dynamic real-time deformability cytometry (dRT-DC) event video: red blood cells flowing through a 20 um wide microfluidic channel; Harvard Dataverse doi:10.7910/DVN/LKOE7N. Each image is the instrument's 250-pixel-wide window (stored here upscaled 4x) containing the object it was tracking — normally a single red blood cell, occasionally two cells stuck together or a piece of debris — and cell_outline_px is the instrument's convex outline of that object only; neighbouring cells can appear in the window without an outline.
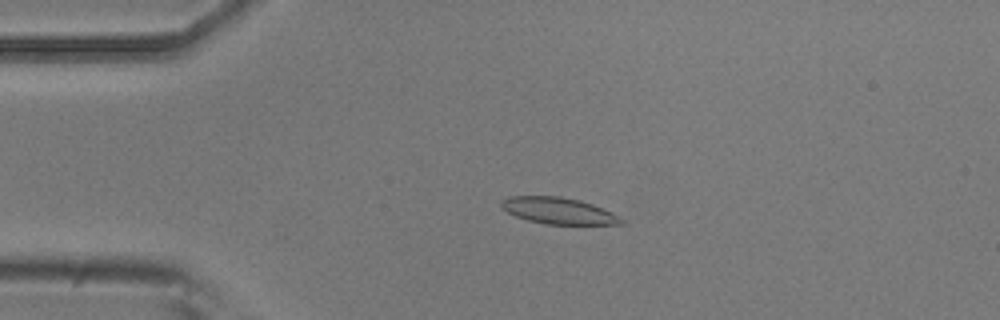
{"species": "common noctule bat (a hibernating species)", "species_latin": "Nyctalus noctula", "temperature_condition": "room temperature", "stored_images_in_passage": 54, "camera_frame_rate_fps": 3000, "um_per_image_px": 0.085, "animal": {"sex": "male", "body_mass_g": 20.5, "forearm_length_mm": 52.5}, "frame": {"image": 1, "passage_image": 12, "time_ms": 3.667, "image_size_px": [1000, 320], "cell_outline_px": [[624, 224], [544, 224], [528, 220], [516, 216], [508, 212], [500, 204], [500, 200], [508, 196], [560, 196], [580, 200], [592, 204], [612, 212], [620, 216], [624, 220]], "centroid_in_image_um": [47.47, 17.91], "position_along_channel_um": 37.5, "area_um2": 18.5}}
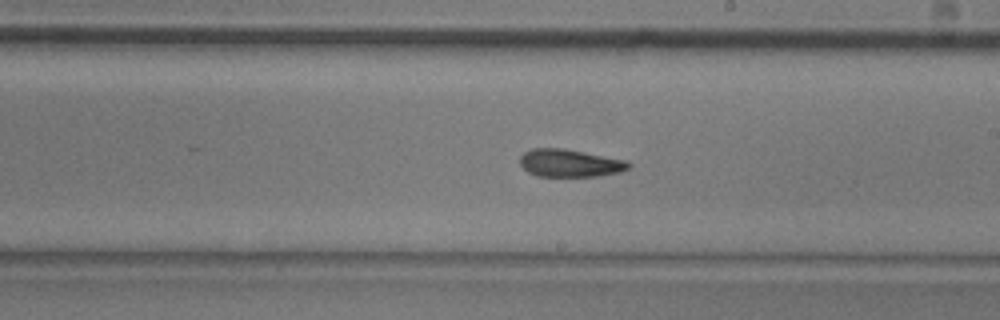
{"frame": {"image": 2, "passage_image": 31, "time_ms": 10.0, "image_size_px": [1000, 320], "cell_outline_px": [[632, 164], [628, 168], [620, 172], [600, 176], [536, 176], [528, 172], [520, 164], [520, 156], [524, 152], [532, 148], [564, 148], [628, 160]], "centroid_in_image_um": [48.45, 13.86], "position_along_channel_um": 240.5, "area_um2": 17.69}}
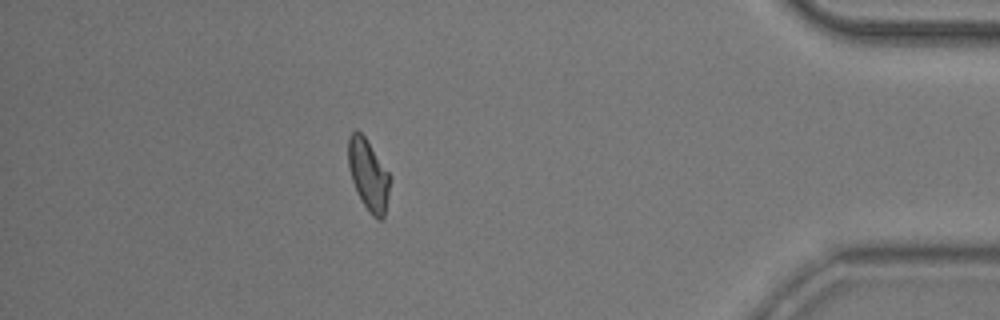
{"frame": {"image": 3, "passage_image": 48, "time_ms": 15.667, "image_size_px": [1000, 320], "cell_outline_px": [[392, 176], [384, 220], [376, 220], [372, 216], [356, 192], [352, 180], [348, 164], [348, 136], [356, 128], [364, 136]], "centroid_in_image_um": [31.33, 14.88], "position_along_channel_um": 403.9, "area_um2": 17.57}, "authors_computed_cell_mechanics": {"area_um2": 18.1781, "velocity_mm_per_s": 3.7012, "shape_relaxation_time_tau1_ms": 7.3122, "shape_relaxation_time_tau2_ms": 4.3773, "deformation_change_tau1": 0.1608, "deformation_change_tau2": 0.114}}